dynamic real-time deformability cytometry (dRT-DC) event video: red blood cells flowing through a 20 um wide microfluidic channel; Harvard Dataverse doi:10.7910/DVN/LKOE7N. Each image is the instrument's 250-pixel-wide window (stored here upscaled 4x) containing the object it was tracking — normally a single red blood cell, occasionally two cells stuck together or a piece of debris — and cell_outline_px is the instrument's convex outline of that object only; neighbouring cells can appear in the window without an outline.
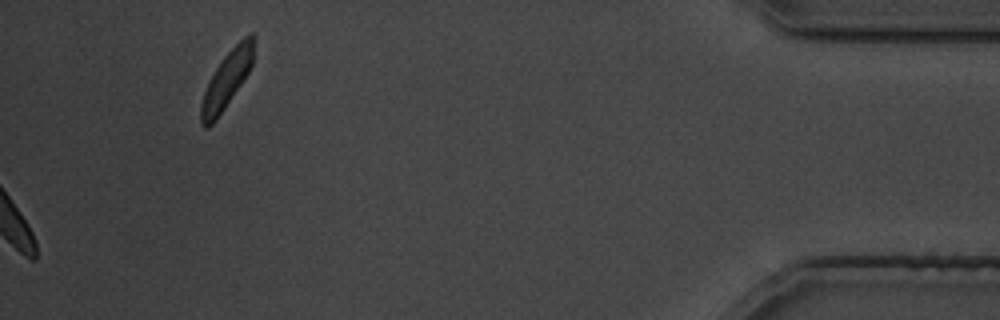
{"species": "common noctule bat (a hibernating species)", "species_latin": "Nyctalus noctula", "temperature_condition": "cold", "stored_images_in_passage": 32, "camera_frame_rate_fps": 3000, "um_per_image_px": 0.085, "animal": {"sex": "male", "body_mass_g": 19.5, "forearm_length_mm": 54.6}, "frame": {"image": 1, "passage_image": 32, "time_ms": 38.0, "image_size_px": [1000, 320], "cell_outline_px": [[252, 64], [248, 72], [216, 120], [208, 128], [204, 128], [200, 124], [200, 104], [208, 80], [224, 56], [248, 32], [252, 32]], "centroid_in_image_um": [19.2, 6.84], "position_along_channel_um": 416.0, "area_um2": 16.94}}